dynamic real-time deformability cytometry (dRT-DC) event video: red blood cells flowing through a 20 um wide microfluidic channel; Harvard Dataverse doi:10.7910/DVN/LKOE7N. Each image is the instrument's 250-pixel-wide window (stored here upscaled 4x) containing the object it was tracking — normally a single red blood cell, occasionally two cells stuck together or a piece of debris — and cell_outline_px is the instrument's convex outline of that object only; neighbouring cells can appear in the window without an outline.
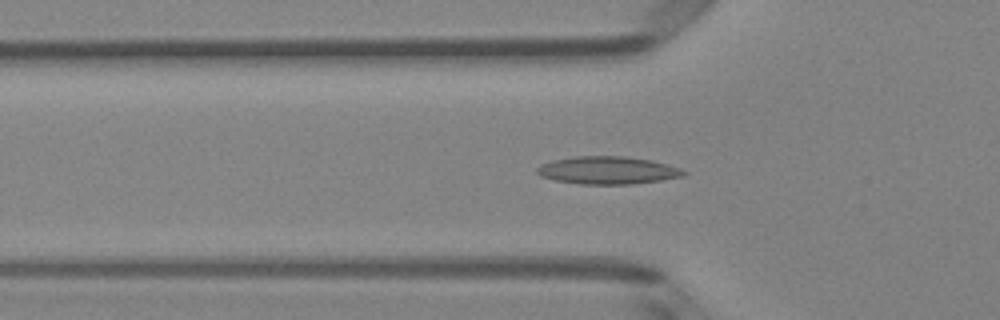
{"species": "Egyptian fruit bat (a non-hibernating species)", "species_latin": "Rousettus aegyptiacus", "temperature_condition": "room temperature", "stored_images_in_passage": 51, "camera_frame_rate_fps": 3000, "um_per_image_px": 0.085, "animal": {"sex": "female"}, "frame": {"image": 1, "passage_image": 17, "time_ms": 5.333, "image_size_px": [1000, 320], "cell_outline_px": [[688, 172], [684, 176], [660, 180], [632, 184], [580, 184], [556, 180], [540, 176], [536, 172], [536, 168], [540, 164], [552, 160], [576, 156], [624, 156], [652, 160], [668, 164], [680, 168]], "centroid_in_image_um": [51.65, 14.47], "position_along_channel_um": 74.1, "area_um2": 23.76}}
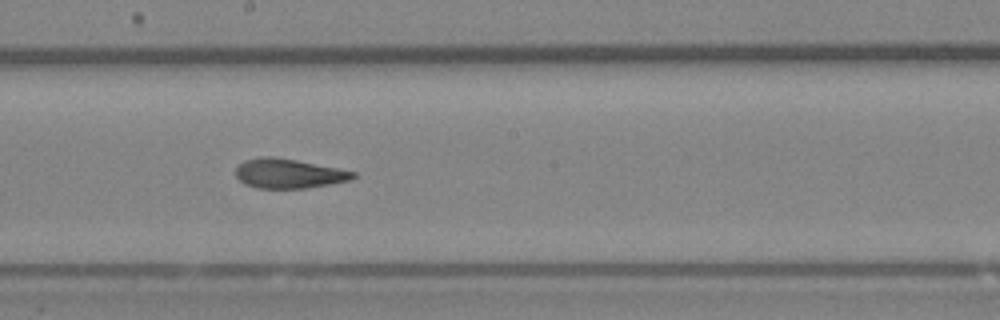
{"frame": {"image": 2, "passage_image": 28, "time_ms": 9.0, "image_size_px": [1000, 320], "cell_outline_px": [[356, 176], [348, 180], [328, 184], [304, 188], [256, 188], [244, 184], [236, 176], [236, 168], [244, 160], [264, 156], [272, 156], [296, 160], [356, 172]], "centroid_in_image_um": [24.49, 14.75], "position_along_channel_um": 223.7, "area_um2": 19.88}}
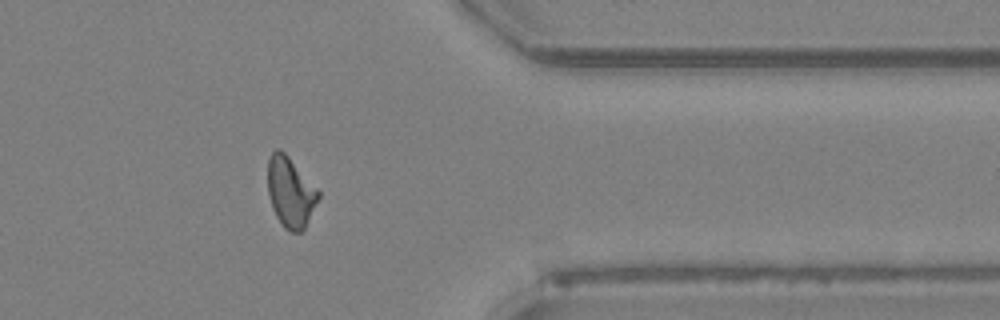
{"frame": {"image": 3, "passage_image": 41, "time_ms": 13.333, "image_size_px": [1000, 320], "cell_outline_px": [[320, 196], [304, 228], [300, 232], [288, 232], [284, 228], [276, 216], [272, 208], [268, 192], [268, 160], [272, 152], [276, 148], [280, 148], [288, 156], [320, 192]], "centroid_in_image_um": [24.67, 16.34], "position_along_channel_um": 386.7, "area_um2": 20.52}}